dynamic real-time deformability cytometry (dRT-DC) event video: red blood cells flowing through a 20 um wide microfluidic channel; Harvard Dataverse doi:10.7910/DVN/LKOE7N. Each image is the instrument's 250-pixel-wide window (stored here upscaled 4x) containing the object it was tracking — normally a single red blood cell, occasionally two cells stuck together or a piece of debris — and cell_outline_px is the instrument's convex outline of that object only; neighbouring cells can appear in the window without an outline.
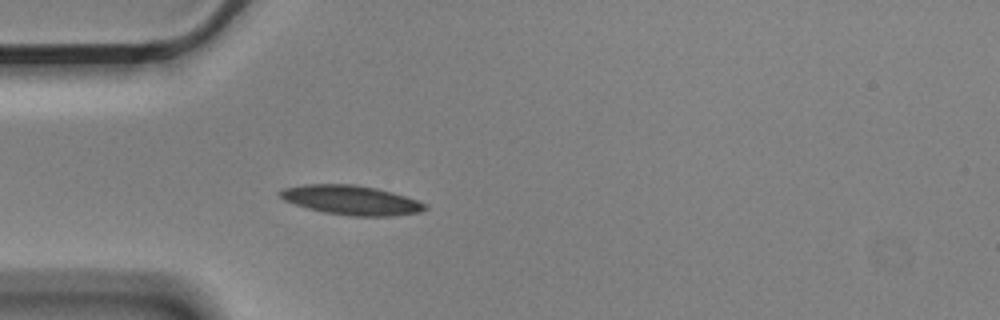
{"species": "Egyptian fruit bat (a non-hibernating species)", "species_latin": "Rousettus aegyptiacus", "temperature_condition": "cold", "stored_images_in_passage": 4, "camera_frame_rate_fps": 3000, "um_per_image_px": 0.085, "animal": {"sex": "male"}, "frame": {"image": 1, "passage_image": 4, "time_ms": 1.0, "image_size_px": [1000, 320], "cell_outline_px": [[428, 208], [420, 212], [392, 216], [348, 216], [324, 212], [308, 208], [284, 200], [276, 192], [284, 188], [304, 184], [356, 184], [376, 188], [392, 192], [428, 204]], "centroid_in_image_um": [29.85, 17.01], "position_along_channel_um": 55.1, "area_um2": 24.85}}